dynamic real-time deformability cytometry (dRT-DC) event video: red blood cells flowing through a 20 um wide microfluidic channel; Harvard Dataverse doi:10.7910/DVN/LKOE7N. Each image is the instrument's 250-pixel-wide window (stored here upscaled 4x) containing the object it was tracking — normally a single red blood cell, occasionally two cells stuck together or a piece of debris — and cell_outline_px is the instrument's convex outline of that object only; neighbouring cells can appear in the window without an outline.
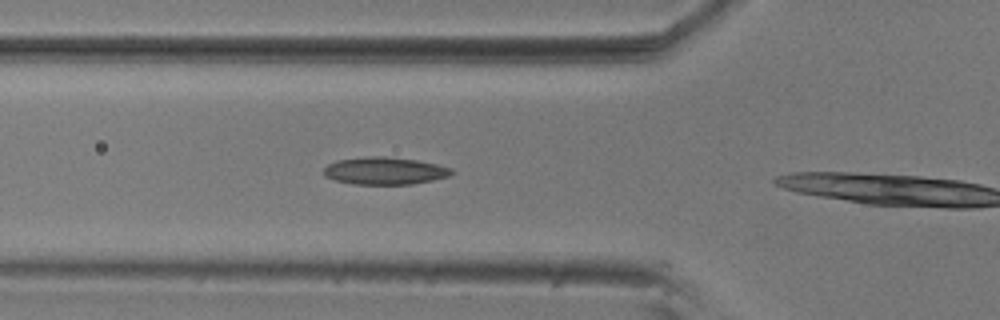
{"species": "common noctule bat (a hibernating species)", "species_latin": "Nyctalus noctula", "temperature_condition": "room temperature", "stored_images_in_passage": 7, "camera_frame_rate_fps": 3000, "um_per_image_px": 0.085, "animal": {"sex": "male", "body_mass_g": 20.5, "forearm_length_mm": 52.5}, "frame": {"image": 1, "passage_image": 6, "time_ms": 1.667, "image_size_px": [1000, 320], "cell_outline_px": [[456, 172], [448, 176], [432, 180], [412, 184], [352, 184], [336, 180], [324, 176], [324, 168], [328, 164], [336, 160], [368, 156], [384, 156], [416, 160], [436, 164], [452, 168]], "centroid_in_image_um": [32.7, 14.52], "position_along_channel_um": 93.1, "area_um2": 20.4}}